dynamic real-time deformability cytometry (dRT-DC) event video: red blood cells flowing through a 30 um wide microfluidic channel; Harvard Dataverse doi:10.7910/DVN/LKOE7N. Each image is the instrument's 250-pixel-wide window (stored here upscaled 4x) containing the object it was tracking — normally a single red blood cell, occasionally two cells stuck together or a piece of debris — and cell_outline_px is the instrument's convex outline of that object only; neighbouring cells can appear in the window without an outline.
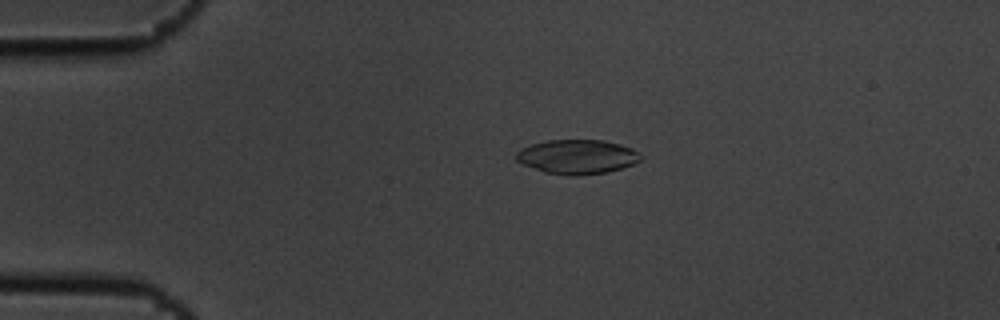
{"species": "common noctule bat (a hibernating species)", "species_latin": "Nyctalus noctula", "temperature_condition": "cold", "stored_images_in_passage": 5, "camera_frame_rate_fps": 3000, "um_per_image_px": 0.085, "animal": {"sex": "male", "body_mass_g": 19.5, "forearm_length_mm": 54.6}, "frame": {"image": 1, "passage_image": 4, "time_ms": 1.0, "image_size_px": [1000, 320], "cell_outline_px": [[640, 160], [632, 164], [620, 168], [604, 172], [576, 176], [544, 172], [524, 164], [516, 160], [516, 152], [520, 148], [532, 144], [548, 140], [604, 140], [620, 144], [632, 148], [640, 156]], "centroid_in_image_um": [49.03, 13.31], "position_along_channel_um": 36.0, "area_um2": 24.57}}